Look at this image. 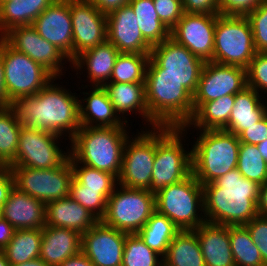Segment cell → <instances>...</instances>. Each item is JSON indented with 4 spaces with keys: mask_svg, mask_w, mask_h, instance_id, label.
I'll use <instances>...</instances> for the list:
<instances>
[{
    "mask_svg": "<svg viewBox=\"0 0 267 266\" xmlns=\"http://www.w3.org/2000/svg\"><path fill=\"white\" fill-rule=\"evenodd\" d=\"M260 186L244 178L237 168L203 185L206 222L225 226L246 225L258 216Z\"/></svg>",
    "mask_w": 267,
    "mask_h": 266,
    "instance_id": "7a4b0ae2",
    "label": "cell"
},
{
    "mask_svg": "<svg viewBox=\"0 0 267 266\" xmlns=\"http://www.w3.org/2000/svg\"><path fill=\"white\" fill-rule=\"evenodd\" d=\"M216 15L183 13L170 37L204 62L213 60Z\"/></svg>",
    "mask_w": 267,
    "mask_h": 266,
    "instance_id": "ac0fdd59",
    "label": "cell"
},
{
    "mask_svg": "<svg viewBox=\"0 0 267 266\" xmlns=\"http://www.w3.org/2000/svg\"><path fill=\"white\" fill-rule=\"evenodd\" d=\"M14 187V178L9 168L0 166V209Z\"/></svg>",
    "mask_w": 267,
    "mask_h": 266,
    "instance_id": "816d5d0a",
    "label": "cell"
},
{
    "mask_svg": "<svg viewBox=\"0 0 267 266\" xmlns=\"http://www.w3.org/2000/svg\"><path fill=\"white\" fill-rule=\"evenodd\" d=\"M21 127L11 107L0 108V166L8 168L15 161Z\"/></svg>",
    "mask_w": 267,
    "mask_h": 266,
    "instance_id": "e575fe53",
    "label": "cell"
},
{
    "mask_svg": "<svg viewBox=\"0 0 267 266\" xmlns=\"http://www.w3.org/2000/svg\"><path fill=\"white\" fill-rule=\"evenodd\" d=\"M5 1H7V0H0V4L3 3V2H5Z\"/></svg>",
    "mask_w": 267,
    "mask_h": 266,
    "instance_id": "6125c7cd",
    "label": "cell"
},
{
    "mask_svg": "<svg viewBox=\"0 0 267 266\" xmlns=\"http://www.w3.org/2000/svg\"><path fill=\"white\" fill-rule=\"evenodd\" d=\"M160 254L150 249L137 233L126 234L122 266H163Z\"/></svg>",
    "mask_w": 267,
    "mask_h": 266,
    "instance_id": "f35d334b",
    "label": "cell"
},
{
    "mask_svg": "<svg viewBox=\"0 0 267 266\" xmlns=\"http://www.w3.org/2000/svg\"><path fill=\"white\" fill-rule=\"evenodd\" d=\"M193 231L197 234L206 266H235L229 226L205 222Z\"/></svg>",
    "mask_w": 267,
    "mask_h": 266,
    "instance_id": "cb8c5ba5",
    "label": "cell"
},
{
    "mask_svg": "<svg viewBox=\"0 0 267 266\" xmlns=\"http://www.w3.org/2000/svg\"><path fill=\"white\" fill-rule=\"evenodd\" d=\"M129 5L137 17L144 39L152 47L170 37V30L159 19L153 0H130Z\"/></svg>",
    "mask_w": 267,
    "mask_h": 266,
    "instance_id": "836d02e7",
    "label": "cell"
},
{
    "mask_svg": "<svg viewBox=\"0 0 267 266\" xmlns=\"http://www.w3.org/2000/svg\"><path fill=\"white\" fill-rule=\"evenodd\" d=\"M17 26H24L23 0H7L1 3L0 37Z\"/></svg>",
    "mask_w": 267,
    "mask_h": 266,
    "instance_id": "ee69618b",
    "label": "cell"
},
{
    "mask_svg": "<svg viewBox=\"0 0 267 266\" xmlns=\"http://www.w3.org/2000/svg\"><path fill=\"white\" fill-rule=\"evenodd\" d=\"M180 231L167 216L155 211L137 234L162 259L170 242Z\"/></svg>",
    "mask_w": 267,
    "mask_h": 266,
    "instance_id": "d6a6232c",
    "label": "cell"
},
{
    "mask_svg": "<svg viewBox=\"0 0 267 266\" xmlns=\"http://www.w3.org/2000/svg\"><path fill=\"white\" fill-rule=\"evenodd\" d=\"M41 241L42 229H18L1 252L10 265L25 263L39 258Z\"/></svg>",
    "mask_w": 267,
    "mask_h": 266,
    "instance_id": "1f68e13d",
    "label": "cell"
},
{
    "mask_svg": "<svg viewBox=\"0 0 267 266\" xmlns=\"http://www.w3.org/2000/svg\"><path fill=\"white\" fill-rule=\"evenodd\" d=\"M235 95H226L204 102L193 114L192 119L183 126L194 125L199 130H222L228 125L229 116L234 106Z\"/></svg>",
    "mask_w": 267,
    "mask_h": 266,
    "instance_id": "4dcf8cb0",
    "label": "cell"
},
{
    "mask_svg": "<svg viewBox=\"0 0 267 266\" xmlns=\"http://www.w3.org/2000/svg\"><path fill=\"white\" fill-rule=\"evenodd\" d=\"M81 242L82 234L77 231L45 225L39 258L49 266H59L81 251Z\"/></svg>",
    "mask_w": 267,
    "mask_h": 266,
    "instance_id": "603a6c76",
    "label": "cell"
},
{
    "mask_svg": "<svg viewBox=\"0 0 267 266\" xmlns=\"http://www.w3.org/2000/svg\"><path fill=\"white\" fill-rule=\"evenodd\" d=\"M229 236L235 266H265L245 225L229 226Z\"/></svg>",
    "mask_w": 267,
    "mask_h": 266,
    "instance_id": "d590c367",
    "label": "cell"
},
{
    "mask_svg": "<svg viewBox=\"0 0 267 266\" xmlns=\"http://www.w3.org/2000/svg\"><path fill=\"white\" fill-rule=\"evenodd\" d=\"M142 131L135 139H127L124 149L118 186L149 189L156 152V127Z\"/></svg>",
    "mask_w": 267,
    "mask_h": 266,
    "instance_id": "4fadbf2b",
    "label": "cell"
},
{
    "mask_svg": "<svg viewBox=\"0 0 267 266\" xmlns=\"http://www.w3.org/2000/svg\"><path fill=\"white\" fill-rule=\"evenodd\" d=\"M162 261L163 266H206L193 230L180 231L170 242Z\"/></svg>",
    "mask_w": 267,
    "mask_h": 266,
    "instance_id": "f546056e",
    "label": "cell"
},
{
    "mask_svg": "<svg viewBox=\"0 0 267 266\" xmlns=\"http://www.w3.org/2000/svg\"><path fill=\"white\" fill-rule=\"evenodd\" d=\"M238 139L240 143L257 145L267 139V114L255 125L243 130Z\"/></svg>",
    "mask_w": 267,
    "mask_h": 266,
    "instance_id": "c3c4849f",
    "label": "cell"
},
{
    "mask_svg": "<svg viewBox=\"0 0 267 266\" xmlns=\"http://www.w3.org/2000/svg\"><path fill=\"white\" fill-rule=\"evenodd\" d=\"M38 34L73 61V27L70 0H55L32 23Z\"/></svg>",
    "mask_w": 267,
    "mask_h": 266,
    "instance_id": "ffe728a7",
    "label": "cell"
},
{
    "mask_svg": "<svg viewBox=\"0 0 267 266\" xmlns=\"http://www.w3.org/2000/svg\"><path fill=\"white\" fill-rule=\"evenodd\" d=\"M55 0H23L24 25H32L33 21Z\"/></svg>",
    "mask_w": 267,
    "mask_h": 266,
    "instance_id": "f907efd6",
    "label": "cell"
},
{
    "mask_svg": "<svg viewBox=\"0 0 267 266\" xmlns=\"http://www.w3.org/2000/svg\"><path fill=\"white\" fill-rule=\"evenodd\" d=\"M237 169L244 178L259 185L267 182V162L261 156L257 145L240 143Z\"/></svg>",
    "mask_w": 267,
    "mask_h": 266,
    "instance_id": "74e56055",
    "label": "cell"
},
{
    "mask_svg": "<svg viewBox=\"0 0 267 266\" xmlns=\"http://www.w3.org/2000/svg\"><path fill=\"white\" fill-rule=\"evenodd\" d=\"M260 97L256 90L248 86L235 94L228 125L223 130L238 136L243 130L259 122L267 114V104L265 106Z\"/></svg>",
    "mask_w": 267,
    "mask_h": 266,
    "instance_id": "f1b7e54d",
    "label": "cell"
},
{
    "mask_svg": "<svg viewBox=\"0 0 267 266\" xmlns=\"http://www.w3.org/2000/svg\"><path fill=\"white\" fill-rule=\"evenodd\" d=\"M119 53L117 48L106 40L96 47L82 52L70 64L78 70L85 67L86 64L87 77L92 81V85L102 87L106 81L109 82Z\"/></svg>",
    "mask_w": 267,
    "mask_h": 266,
    "instance_id": "4316f807",
    "label": "cell"
},
{
    "mask_svg": "<svg viewBox=\"0 0 267 266\" xmlns=\"http://www.w3.org/2000/svg\"><path fill=\"white\" fill-rule=\"evenodd\" d=\"M150 117L159 126L183 127L193 117V95L173 77H145Z\"/></svg>",
    "mask_w": 267,
    "mask_h": 266,
    "instance_id": "5b68a950",
    "label": "cell"
},
{
    "mask_svg": "<svg viewBox=\"0 0 267 266\" xmlns=\"http://www.w3.org/2000/svg\"><path fill=\"white\" fill-rule=\"evenodd\" d=\"M263 0H218L220 14L247 15Z\"/></svg>",
    "mask_w": 267,
    "mask_h": 266,
    "instance_id": "7dc6e473",
    "label": "cell"
},
{
    "mask_svg": "<svg viewBox=\"0 0 267 266\" xmlns=\"http://www.w3.org/2000/svg\"><path fill=\"white\" fill-rule=\"evenodd\" d=\"M107 92L110 102L113 104L115 111L119 115H124L133 111H138L144 120L154 128L159 125L150 117L147 103L145 82L136 83H119L106 82L102 86ZM121 113V114H120Z\"/></svg>",
    "mask_w": 267,
    "mask_h": 266,
    "instance_id": "83f0119b",
    "label": "cell"
},
{
    "mask_svg": "<svg viewBox=\"0 0 267 266\" xmlns=\"http://www.w3.org/2000/svg\"><path fill=\"white\" fill-rule=\"evenodd\" d=\"M155 206L158 213L167 216L181 231L195 230L206 222L202 215L203 186L192 173L183 181L168 185L155 194ZM199 209L201 216L197 212Z\"/></svg>",
    "mask_w": 267,
    "mask_h": 266,
    "instance_id": "52a82bcc",
    "label": "cell"
},
{
    "mask_svg": "<svg viewBox=\"0 0 267 266\" xmlns=\"http://www.w3.org/2000/svg\"><path fill=\"white\" fill-rule=\"evenodd\" d=\"M58 138L60 135L22 125L15 161L10 166L43 170L62 165L69 158L70 151L63 153L56 144Z\"/></svg>",
    "mask_w": 267,
    "mask_h": 266,
    "instance_id": "5bb4252c",
    "label": "cell"
},
{
    "mask_svg": "<svg viewBox=\"0 0 267 266\" xmlns=\"http://www.w3.org/2000/svg\"><path fill=\"white\" fill-rule=\"evenodd\" d=\"M73 178L84 186V188L101 189L108 197L116 189L118 178L107 172L94 169L88 166H79L71 156H69Z\"/></svg>",
    "mask_w": 267,
    "mask_h": 266,
    "instance_id": "ab89813d",
    "label": "cell"
},
{
    "mask_svg": "<svg viewBox=\"0 0 267 266\" xmlns=\"http://www.w3.org/2000/svg\"><path fill=\"white\" fill-rule=\"evenodd\" d=\"M156 12L161 22L170 31L182 17L184 11L182 0H153Z\"/></svg>",
    "mask_w": 267,
    "mask_h": 266,
    "instance_id": "f6af8a7d",
    "label": "cell"
},
{
    "mask_svg": "<svg viewBox=\"0 0 267 266\" xmlns=\"http://www.w3.org/2000/svg\"><path fill=\"white\" fill-rule=\"evenodd\" d=\"M201 131L191 159L192 174L203 186L237 168L240 141L237 135L223 129Z\"/></svg>",
    "mask_w": 267,
    "mask_h": 266,
    "instance_id": "277c9868",
    "label": "cell"
},
{
    "mask_svg": "<svg viewBox=\"0 0 267 266\" xmlns=\"http://www.w3.org/2000/svg\"><path fill=\"white\" fill-rule=\"evenodd\" d=\"M2 38L11 47L41 64L55 78L63 75L61 73L64 59L70 62L69 58L55 45L42 38L32 25L14 27Z\"/></svg>",
    "mask_w": 267,
    "mask_h": 266,
    "instance_id": "e0dca14e",
    "label": "cell"
},
{
    "mask_svg": "<svg viewBox=\"0 0 267 266\" xmlns=\"http://www.w3.org/2000/svg\"><path fill=\"white\" fill-rule=\"evenodd\" d=\"M14 178V187L40 201L49 202L69 197L73 178L68 158L62 165L51 169L9 166Z\"/></svg>",
    "mask_w": 267,
    "mask_h": 266,
    "instance_id": "7c38bea8",
    "label": "cell"
},
{
    "mask_svg": "<svg viewBox=\"0 0 267 266\" xmlns=\"http://www.w3.org/2000/svg\"><path fill=\"white\" fill-rule=\"evenodd\" d=\"M245 226L261 253L264 265L267 266V218L258 215Z\"/></svg>",
    "mask_w": 267,
    "mask_h": 266,
    "instance_id": "bcb514c9",
    "label": "cell"
},
{
    "mask_svg": "<svg viewBox=\"0 0 267 266\" xmlns=\"http://www.w3.org/2000/svg\"><path fill=\"white\" fill-rule=\"evenodd\" d=\"M0 54L4 62L5 86L13 102L22 96H33L56 78L41 64L11 47L0 37Z\"/></svg>",
    "mask_w": 267,
    "mask_h": 266,
    "instance_id": "8fae6325",
    "label": "cell"
},
{
    "mask_svg": "<svg viewBox=\"0 0 267 266\" xmlns=\"http://www.w3.org/2000/svg\"><path fill=\"white\" fill-rule=\"evenodd\" d=\"M46 225L74 230L83 234L99 219L70 196L46 204Z\"/></svg>",
    "mask_w": 267,
    "mask_h": 266,
    "instance_id": "d4e9b609",
    "label": "cell"
},
{
    "mask_svg": "<svg viewBox=\"0 0 267 266\" xmlns=\"http://www.w3.org/2000/svg\"><path fill=\"white\" fill-rule=\"evenodd\" d=\"M256 54L246 15H216L212 62L247 68Z\"/></svg>",
    "mask_w": 267,
    "mask_h": 266,
    "instance_id": "ba28073f",
    "label": "cell"
},
{
    "mask_svg": "<svg viewBox=\"0 0 267 266\" xmlns=\"http://www.w3.org/2000/svg\"><path fill=\"white\" fill-rule=\"evenodd\" d=\"M11 101L8 99V94L5 86V71L2 55L0 54V108L11 106Z\"/></svg>",
    "mask_w": 267,
    "mask_h": 266,
    "instance_id": "11a10c76",
    "label": "cell"
},
{
    "mask_svg": "<svg viewBox=\"0 0 267 266\" xmlns=\"http://www.w3.org/2000/svg\"><path fill=\"white\" fill-rule=\"evenodd\" d=\"M257 211L259 216L267 218V182L260 186Z\"/></svg>",
    "mask_w": 267,
    "mask_h": 266,
    "instance_id": "6f0895ef",
    "label": "cell"
},
{
    "mask_svg": "<svg viewBox=\"0 0 267 266\" xmlns=\"http://www.w3.org/2000/svg\"><path fill=\"white\" fill-rule=\"evenodd\" d=\"M125 127H80L71 139L70 156L79 165L107 171L117 178L129 137Z\"/></svg>",
    "mask_w": 267,
    "mask_h": 266,
    "instance_id": "3957f363",
    "label": "cell"
},
{
    "mask_svg": "<svg viewBox=\"0 0 267 266\" xmlns=\"http://www.w3.org/2000/svg\"><path fill=\"white\" fill-rule=\"evenodd\" d=\"M11 266H49L48 264H46L43 260H41L40 258L25 262V263H20V264H16V265H11Z\"/></svg>",
    "mask_w": 267,
    "mask_h": 266,
    "instance_id": "680465c9",
    "label": "cell"
},
{
    "mask_svg": "<svg viewBox=\"0 0 267 266\" xmlns=\"http://www.w3.org/2000/svg\"><path fill=\"white\" fill-rule=\"evenodd\" d=\"M73 27V60L107 40V19L89 0H70Z\"/></svg>",
    "mask_w": 267,
    "mask_h": 266,
    "instance_id": "2e32d148",
    "label": "cell"
},
{
    "mask_svg": "<svg viewBox=\"0 0 267 266\" xmlns=\"http://www.w3.org/2000/svg\"><path fill=\"white\" fill-rule=\"evenodd\" d=\"M185 13L219 15L218 0H182Z\"/></svg>",
    "mask_w": 267,
    "mask_h": 266,
    "instance_id": "681fc988",
    "label": "cell"
},
{
    "mask_svg": "<svg viewBox=\"0 0 267 266\" xmlns=\"http://www.w3.org/2000/svg\"><path fill=\"white\" fill-rule=\"evenodd\" d=\"M126 234L99 220L82 234L81 251L94 266H122Z\"/></svg>",
    "mask_w": 267,
    "mask_h": 266,
    "instance_id": "d6986e66",
    "label": "cell"
},
{
    "mask_svg": "<svg viewBox=\"0 0 267 266\" xmlns=\"http://www.w3.org/2000/svg\"><path fill=\"white\" fill-rule=\"evenodd\" d=\"M136 18L129 4L106 14L107 40L119 52L150 54L152 46L144 39Z\"/></svg>",
    "mask_w": 267,
    "mask_h": 266,
    "instance_id": "44dd1931",
    "label": "cell"
},
{
    "mask_svg": "<svg viewBox=\"0 0 267 266\" xmlns=\"http://www.w3.org/2000/svg\"><path fill=\"white\" fill-rule=\"evenodd\" d=\"M150 54L120 52L115 60L110 82H145Z\"/></svg>",
    "mask_w": 267,
    "mask_h": 266,
    "instance_id": "8d00e7d4",
    "label": "cell"
},
{
    "mask_svg": "<svg viewBox=\"0 0 267 266\" xmlns=\"http://www.w3.org/2000/svg\"><path fill=\"white\" fill-rule=\"evenodd\" d=\"M69 196L92 212L99 220L104 216L109 197L101 189L84 188L72 178Z\"/></svg>",
    "mask_w": 267,
    "mask_h": 266,
    "instance_id": "60d3db41",
    "label": "cell"
},
{
    "mask_svg": "<svg viewBox=\"0 0 267 266\" xmlns=\"http://www.w3.org/2000/svg\"><path fill=\"white\" fill-rule=\"evenodd\" d=\"M59 266H94L91 260L80 251L78 254L69 257Z\"/></svg>",
    "mask_w": 267,
    "mask_h": 266,
    "instance_id": "9f6ffc18",
    "label": "cell"
},
{
    "mask_svg": "<svg viewBox=\"0 0 267 266\" xmlns=\"http://www.w3.org/2000/svg\"><path fill=\"white\" fill-rule=\"evenodd\" d=\"M46 205L13 187L0 209V216L16 230L42 229L46 225Z\"/></svg>",
    "mask_w": 267,
    "mask_h": 266,
    "instance_id": "7402d4cb",
    "label": "cell"
},
{
    "mask_svg": "<svg viewBox=\"0 0 267 266\" xmlns=\"http://www.w3.org/2000/svg\"><path fill=\"white\" fill-rule=\"evenodd\" d=\"M51 82L33 96L15 99L10 107L23 126L60 136L67 131L71 140L80 129V100Z\"/></svg>",
    "mask_w": 267,
    "mask_h": 266,
    "instance_id": "6da1fadb",
    "label": "cell"
},
{
    "mask_svg": "<svg viewBox=\"0 0 267 266\" xmlns=\"http://www.w3.org/2000/svg\"><path fill=\"white\" fill-rule=\"evenodd\" d=\"M15 228L0 216V251L3 250L12 239Z\"/></svg>",
    "mask_w": 267,
    "mask_h": 266,
    "instance_id": "db71d44e",
    "label": "cell"
},
{
    "mask_svg": "<svg viewBox=\"0 0 267 266\" xmlns=\"http://www.w3.org/2000/svg\"><path fill=\"white\" fill-rule=\"evenodd\" d=\"M0 266H11L6 256L0 251Z\"/></svg>",
    "mask_w": 267,
    "mask_h": 266,
    "instance_id": "94428289",
    "label": "cell"
},
{
    "mask_svg": "<svg viewBox=\"0 0 267 266\" xmlns=\"http://www.w3.org/2000/svg\"><path fill=\"white\" fill-rule=\"evenodd\" d=\"M204 63L169 37L152 47L145 77H173L194 95Z\"/></svg>",
    "mask_w": 267,
    "mask_h": 266,
    "instance_id": "9c48e42d",
    "label": "cell"
},
{
    "mask_svg": "<svg viewBox=\"0 0 267 266\" xmlns=\"http://www.w3.org/2000/svg\"><path fill=\"white\" fill-rule=\"evenodd\" d=\"M246 77L248 87L267 92V52H256L246 68Z\"/></svg>",
    "mask_w": 267,
    "mask_h": 266,
    "instance_id": "7bdbcfd3",
    "label": "cell"
},
{
    "mask_svg": "<svg viewBox=\"0 0 267 266\" xmlns=\"http://www.w3.org/2000/svg\"><path fill=\"white\" fill-rule=\"evenodd\" d=\"M257 147L260 151L261 156L267 162V139L261 143H258Z\"/></svg>",
    "mask_w": 267,
    "mask_h": 266,
    "instance_id": "91938a15",
    "label": "cell"
},
{
    "mask_svg": "<svg viewBox=\"0 0 267 266\" xmlns=\"http://www.w3.org/2000/svg\"><path fill=\"white\" fill-rule=\"evenodd\" d=\"M89 95L80 101V127H126L127 120L117 116L113 104L103 87L92 86ZM99 122V123H98ZM95 123V125H94ZM125 124V125H124Z\"/></svg>",
    "mask_w": 267,
    "mask_h": 266,
    "instance_id": "484cf974",
    "label": "cell"
},
{
    "mask_svg": "<svg viewBox=\"0 0 267 266\" xmlns=\"http://www.w3.org/2000/svg\"><path fill=\"white\" fill-rule=\"evenodd\" d=\"M183 127H156V152L148 191L157 194L168 185L183 181L192 173L191 151L183 148Z\"/></svg>",
    "mask_w": 267,
    "mask_h": 266,
    "instance_id": "8992f818",
    "label": "cell"
},
{
    "mask_svg": "<svg viewBox=\"0 0 267 266\" xmlns=\"http://www.w3.org/2000/svg\"><path fill=\"white\" fill-rule=\"evenodd\" d=\"M247 87L246 69L207 61L193 95V114L204 103L226 95H235Z\"/></svg>",
    "mask_w": 267,
    "mask_h": 266,
    "instance_id": "9a60e30c",
    "label": "cell"
},
{
    "mask_svg": "<svg viewBox=\"0 0 267 266\" xmlns=\"http://www.w3.org/2000/svg\"><path fill=\"white\" fill-rule=\"evenodd\" d=\"M92 2L102 13L108 14L115 9L128 5L130 0H89Z\"/></svg>",
    "mask_w": 267,
    "mask_h": 266,
    "instance_id": "f5cc1de1",
    "label": "cell"
},
{
    "mask_svg": "<svg viewBox=\"0 0 267 266\" xmlns=\"http://www.w3.org/2000/svg\"><path fill=\"white\" fill-rule=\"evenodd\" d=\"M246 17L252 27L256 52H267V0H263Z\"/></svg>",
    "mask_w": 267,
    "mask_h": 266,
    "instance_id": "b9f144b4",
    "label": "cell"
},
{
    "mask_svg": "<svg viewBox=\"0 0 267 266\" xmlns=\"http://www.w3.org/2000/svg\"><path fill=\"white\" fill-rule=\"evenodd\" d=\"M119 187L109 196L100 221L128 234L138 233L156 211L155 195L148 189Z\"/></svg>",
    "mask_w": 267,
    "mask_h": 266,
    "instance_id": "30bf717a",
    "label": "cell"
}]
</instances>
